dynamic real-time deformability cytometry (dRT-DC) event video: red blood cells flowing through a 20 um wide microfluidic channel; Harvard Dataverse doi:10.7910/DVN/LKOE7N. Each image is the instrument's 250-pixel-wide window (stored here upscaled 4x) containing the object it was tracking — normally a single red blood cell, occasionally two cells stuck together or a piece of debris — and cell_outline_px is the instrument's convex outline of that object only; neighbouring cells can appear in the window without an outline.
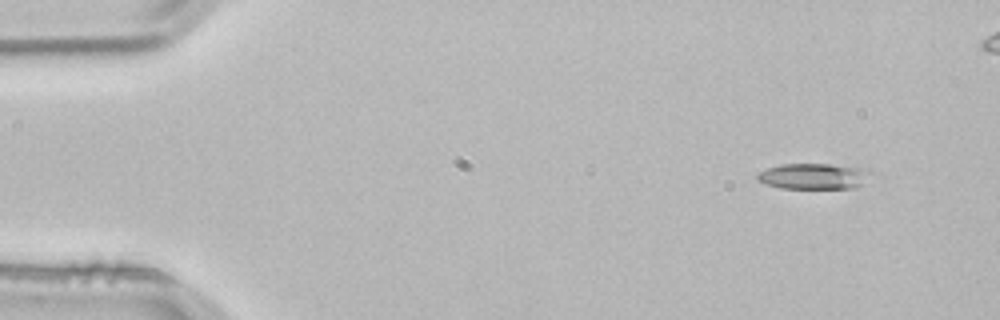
{"species": "common noctule bat (a hibernating species)", "species_latin": "Nyctalus noctula", "temperature_condition": "room temperature", "stored_images_in_passage": 4, "camera_frame_rate_fps": 3000, "um_per_image_px": 0.085, "animal": {"sex": "male", "body_mass_g": 21.5, "forearm_length_mm": 52.0}, "frame": {"image": 1, "passage_image": 1, "time_ms": 0.0, "image_size_px": [1000, 320], "cell_outline_px": [[872, 172], [856, 188], [780, 188], [764, 184], [756, 180], [756, 176], [760, 172], [768, 168], [780, 164], [828, 164], [860, 168]], "centroid_in_image_um": [69.08, 14.98], "position_along_channel_um": 15.9, "area_um2": 16.82}}